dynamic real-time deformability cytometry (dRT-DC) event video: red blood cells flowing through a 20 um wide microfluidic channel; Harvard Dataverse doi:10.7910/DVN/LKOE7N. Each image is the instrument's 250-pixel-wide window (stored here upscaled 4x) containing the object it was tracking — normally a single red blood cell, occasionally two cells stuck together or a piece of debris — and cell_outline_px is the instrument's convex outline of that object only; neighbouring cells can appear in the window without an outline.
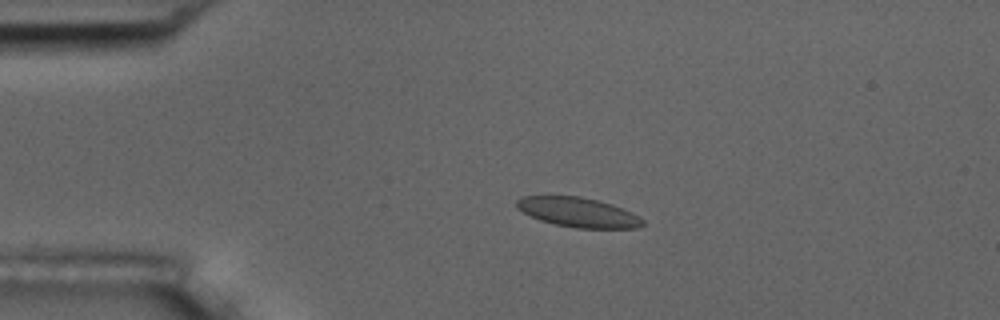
{"species": "common noctule bat (a hibernating species)", "species_latin": "Nyctalus noctula", "temperature_condition": "room temperature", "stored_images_in_passage": 56, "camera_frame_rate_fps": 3000, "um_per_image_px": 0.085, "animal": {"sex": "male", "body_mass_g": 17.5, "forearm_length_mm": 52.3}, "frame": {"image": 1, "passage_image": 12, "time_ms": 3.667, "image_size_px": [1000, 320], "cell_outline_px": [[644, 224], [636, 228], [576, 228], [556, 224], [540, 220], [516, 208], [516, 200], [520, 196], [580, 196], [612, 204], [632, 212], [644, 220]], "centroid_in_image_um": [49.14, 18.04], "position_along_channel_um": 35.9, "area_um2": 21.62}}
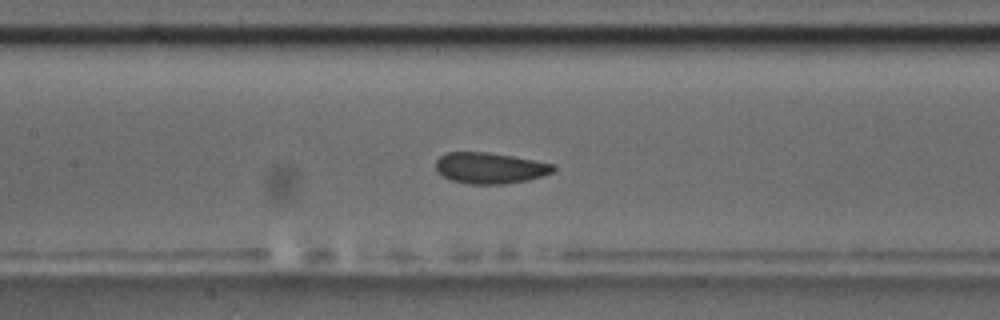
{"frame": {"image": 2, "passage_image": 26, "time_ms": 8.333, "image_size_px": [1000, 320], "cell_outline_px": [[556, 168], [552, 172], [528, 180], [504, 184], [472, 184], [452, 180], [436, 172], [436, 160], [440, 156], [448, 152], [488, 152], [512, 156], [552, 164]], "centroid_in_image_um": [41.61, 14.28], "position_along_channel_um": 165.8, "area_um2": 21.04}}
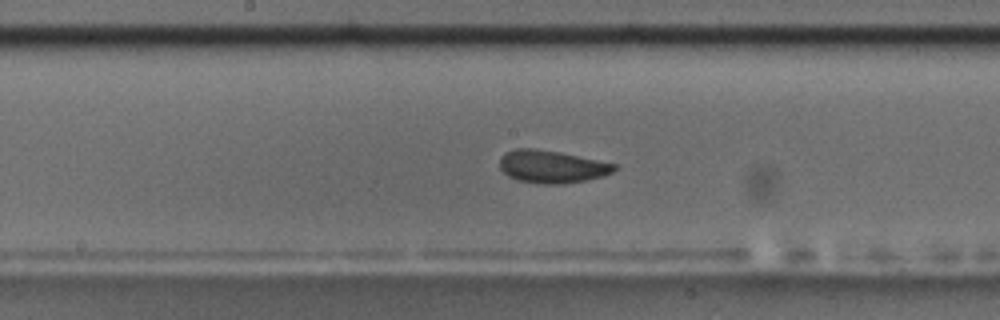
{"frame": {"image": 3, "passage_image": 29, "time_ms": 9.333, "image_size_px": [1000, 320], "cell_outline_px": [[616, 168], [612, 172], [604, 176], [564, 184], [540, 184], [516, 180], [508, 176], [500, 168], [500, 156], [504, 152], [516, 148], [532, 148], [560, 152], [616, 164]], "centroid_in_image_um": [46.86, 14.16], "position_along_channel_um": 201.3, "area_um2": 21.85}, "authors_computed_cell_mechanics": {"area_um2": 21.7906, "velocity_mm_per_s": 3.5838, "shape_relaxation_time_tau1_ms": 5.3502, "shape_relaxation_time_tau2_ms": 3.5579, "deformation_change_tau1": 0.1234, "deformation_change_tau2": 0.0703}}